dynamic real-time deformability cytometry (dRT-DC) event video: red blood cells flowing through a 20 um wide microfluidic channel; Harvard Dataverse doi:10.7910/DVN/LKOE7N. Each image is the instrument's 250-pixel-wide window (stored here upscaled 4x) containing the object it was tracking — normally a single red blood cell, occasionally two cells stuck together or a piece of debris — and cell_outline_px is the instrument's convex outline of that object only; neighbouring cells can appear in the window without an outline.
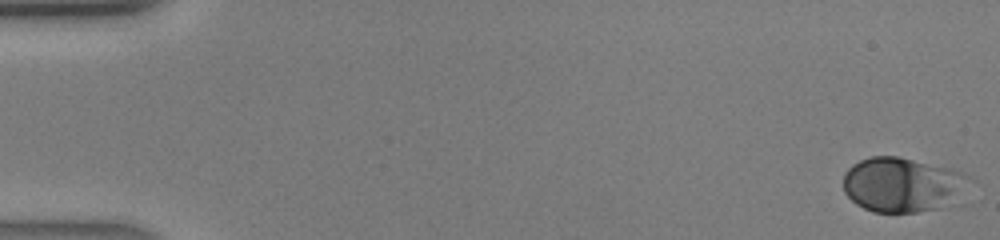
{"species": "human", "species_latin": "Homo sapiens", "temperature_condition": "warm", "stored_images_in_passage": 41, "camera_frame_rate_fps": 3000, "um_per_image_px": 0.085, "donor": {"sex": "male"}, "frame": {"image": 1, "passage_image": 1, "time_ms": 0.0, "image_size_px": [1000, 240], "cell_outline_px": [[968, 176], [948, 204], [940, 208], [916, 212], [872, 212], [856, 204], [844, 192], [844, 172], [852, 164], [860, 160], [872, 156], [896, 156], [948, 168], [964, 172]], "centroid_in_image_um": [76.56, 15.69], "position_along_channel_um": 8.4, "area_um2": 39.02}}
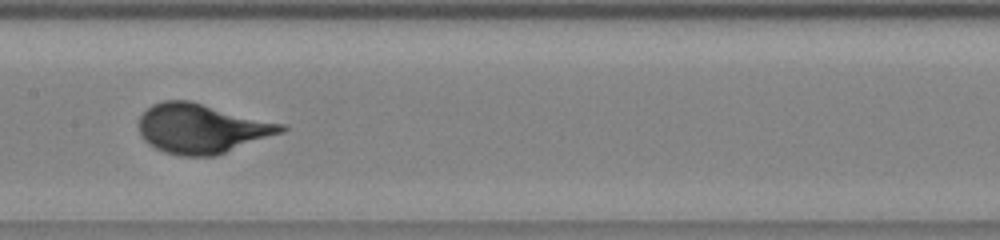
{"frame": {"image": 2, "passage_image": 22, "time_ms": 7.0, "image_size_px": [1000, 240], "cell_outline_px": [[288, 128], [284, 132], [216, 156], [180, 156], [164, 152], [148, 144], [144, 140], [140, 132], [140, 116], [152, 104], [164, 100], [188, 100], [288, 124]], "centroid_in_image_um": [17.2, 10.92], "position_along_channel_um": 190.2, "area_um2": 41.38}}
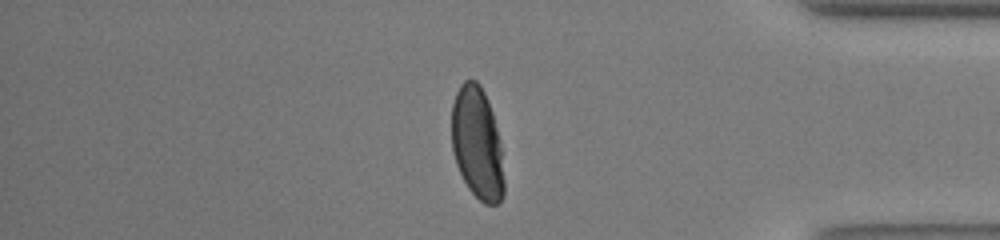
{"frame": {"image": 3, "passage_image": 36, "time_ms": 11.667, "image_size_px": [1000, 240], "cell_outline_px": [[504, 196], [496, 204], [484, 204], [468, 188], [456, 164], [452, 148], [452, 104], [456, 92], [460, 84], [464, 80], [476, 80], [480, 84], [484, 92], [492, 112], [496, 128], [500, 148], [504, 180]], "centroid_in_image_um": [40.55, 12.18], "position_along_channel_um": 394.7, "area_um2": 33.99}}